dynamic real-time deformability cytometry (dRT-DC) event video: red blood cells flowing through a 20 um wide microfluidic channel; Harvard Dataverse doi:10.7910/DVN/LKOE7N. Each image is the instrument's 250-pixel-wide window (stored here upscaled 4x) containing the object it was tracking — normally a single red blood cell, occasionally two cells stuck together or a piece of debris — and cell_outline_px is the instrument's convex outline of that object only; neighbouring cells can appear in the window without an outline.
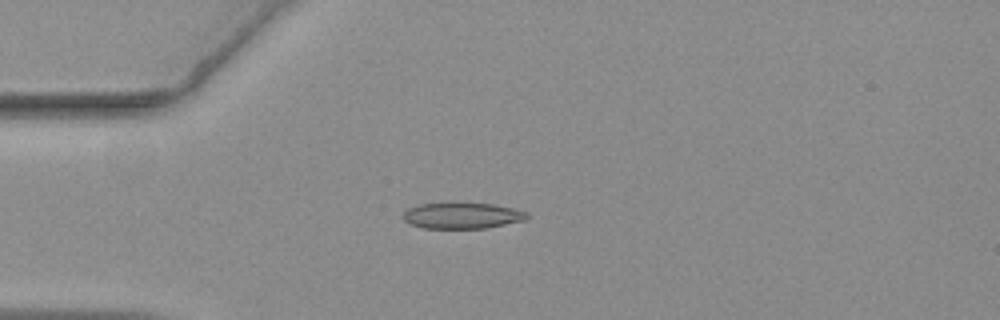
{"species": "common noctule bat (a hibernating species)", "species_latin": "Nyctalus noctula", "temperature_condition": "warm", "stored_images_in_passage": 36, "camera_frame_rate_fps": 3000, "um_per_image_px": 0.085, "animal": {"sex": "female", "body_mass_g": 19.3, "forearm_length_mm": 54.1}, "frame": {"image": 1, "passage_image": 3, "time_ms": 0.667, "image_size_px": [1000, 320], "cell_outline_px": [[528, 216], [524, 220], [488, 228], [424, 228], [412, 224], [404, 220], [404, 212], [408, 208], [420, 204], [448, 200], [452, 200], [492, 204], [512, 208], [528, 212]], "centroid_in_image_um": [39.26, 18.28], "position_along_channel_um": 45.7, "area_um2": 19.42}}
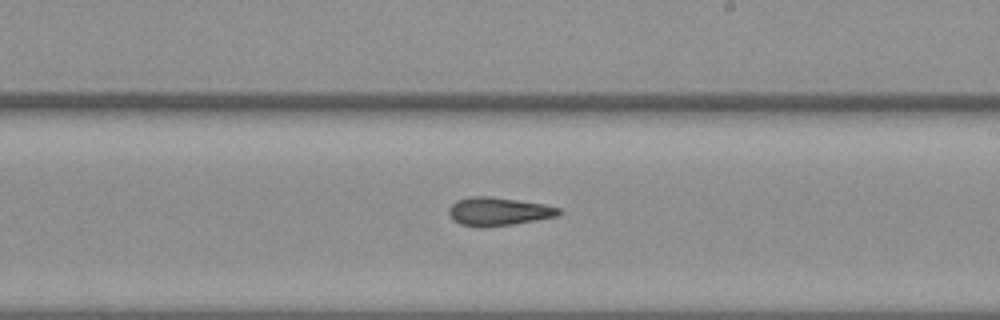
{"frame": {"image": 2, "passage_image": 21, "time_ms": 6.667, "image_size_px": [1000, 320], "cell_outline_px": [[564, 212], [556, 216], [536, 220], [512, 224], [484, 228], [480, 228], [460, 224], [452, 220], [448, 212], [448, 208], [456, 200], [468, 196], [492, 196], [544, 204], [560, 208]], "centroid_in_image_um": [42.33, 17.97], "position_along_channel_um": 246.7, "area_um2": 18.44}}
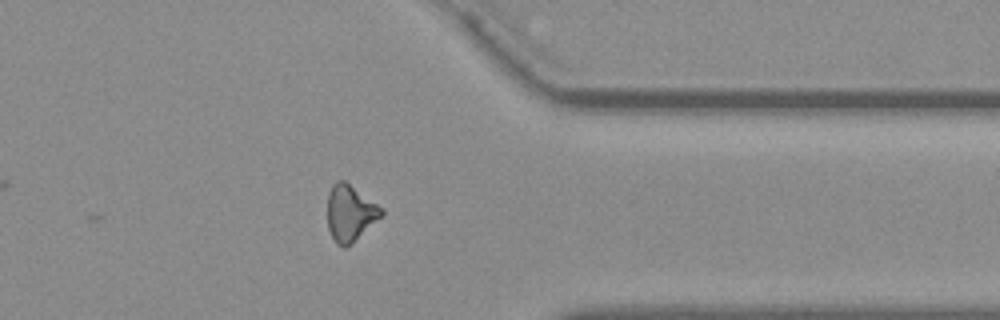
{"frame": {"image": 3, "passage_image": 33, "time_ms": 10.667, "image_size_px": [1000, 320], "cell_outline_px": [[384, 212], [352, 244], [344, 248], [336, 244], [328, 228], [328, 192], [332, 184], [336, 180], [344, 180], [384, 208]], "centroid_in_image_um": [29.74, 18.1], "position_along_channel_um": 381.7, "area_um2": 17.63}}